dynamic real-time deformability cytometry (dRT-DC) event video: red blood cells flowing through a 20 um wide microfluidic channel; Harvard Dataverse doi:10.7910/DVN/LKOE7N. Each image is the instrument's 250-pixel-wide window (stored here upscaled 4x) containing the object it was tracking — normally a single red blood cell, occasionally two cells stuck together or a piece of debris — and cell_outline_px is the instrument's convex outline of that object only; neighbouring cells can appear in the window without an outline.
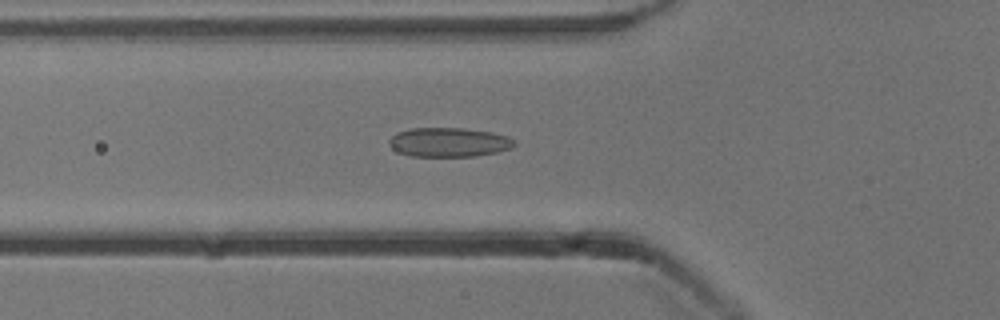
{"species": "common noctule bat (a hibernating species)", "species_latin": "Nyctalus noctula", "temperature_condition": "cold", "stored_images_in_passage": 12, "camera_frame_rate_fps": 3000, "um_per_image_px": 0.085, "animal": {"sex": "male", "body_mass_g": 13.3}, "frame": {"image": 1, "passage_image": 2, "time_ms": 0.333, "image_size_px": [1000, 320], "cell_outline_px": [[516, 144], [512, 148], [496, 152], [476, 156], [408, 156], [392, 148], [388, 144], [388, 140], [396, 132], [412, 128], [464, 128], [492, 132], [508, 136], [516, 140]], "centroid_in_image_um": [38.17, 12.08], "position_along_channel_um": 87.6, "area_um2": 21.5}}
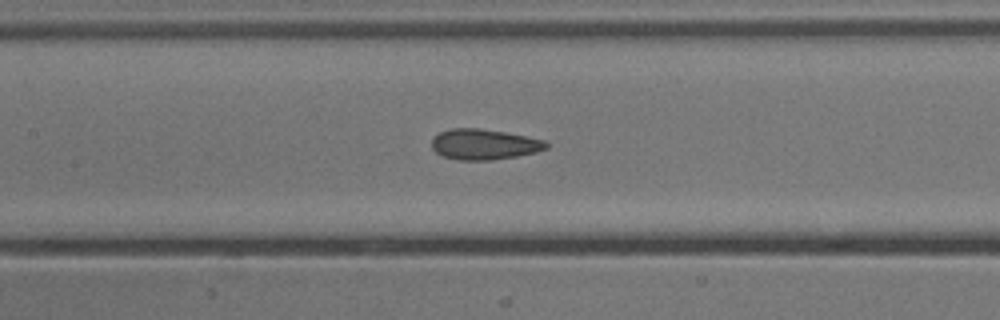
{"frame": {"image": 2, "passage_image": 8, "time_ms": 2.333, "image_size_px": [1000, 320], "cell_outline_px": [[548, 148], [536, 152], [516, 156], [488, 160], [456, 160], [444, 156], [436, 152], [432, 148], [432, 136], [440, 132], [452, 128], [480, 128], [504, 132], [544, 140], [548, 144]], "centroid_in_image_um": [41.12, 12.26], "position_along_channel_um": 166.3, "area_um2": 20.29}}
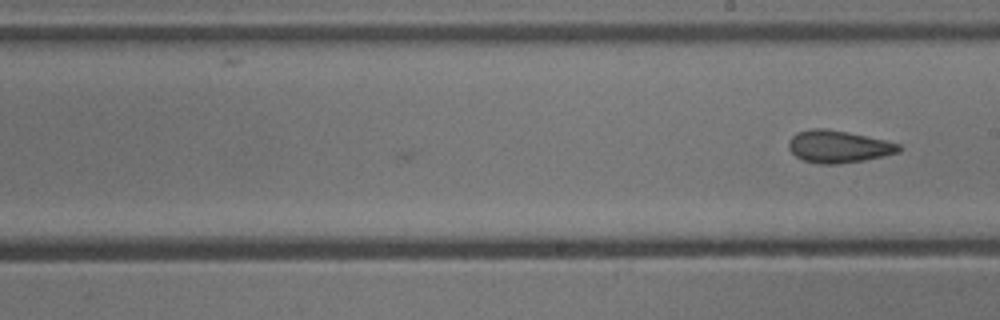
{"frame": {"image": 3, "passage_image": 12, "time_ms": 3.667, "image_size_px": [1000, 320], "cell_outline_px": [[904, 148], [900, 152], [864, 160], [836, 164], [820, 164], [804, 160], [796, 156], [788, 148], [788, 140], [796, 132], [812, 128], [824, 128], [888, 140], [900, 144]], "centroid_in_image_um": [71.28, 12.45], "position_along_channel_um": 217.7, "area_um2": 20.81}}